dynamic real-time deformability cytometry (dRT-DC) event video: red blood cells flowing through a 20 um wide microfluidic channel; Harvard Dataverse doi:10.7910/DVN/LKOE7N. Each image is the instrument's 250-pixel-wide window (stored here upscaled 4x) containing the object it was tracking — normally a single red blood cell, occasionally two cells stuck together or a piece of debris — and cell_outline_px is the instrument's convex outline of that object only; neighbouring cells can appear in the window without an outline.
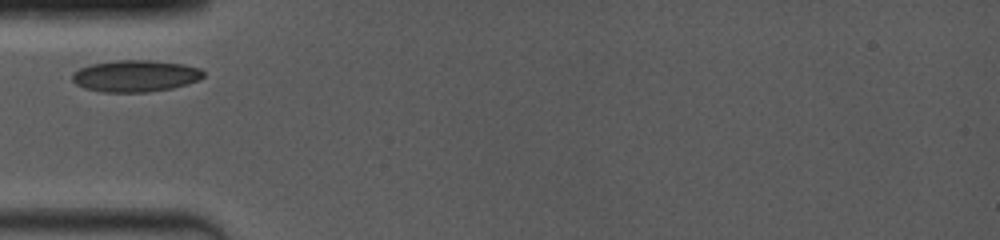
{"species": "common noctule bat (a hibernating species)", "species_latin": "Nyctalus noctula", "temperature_condition": "room temperature", "stored_images_in_passage": 19, "camera_frame_rate_fps": 4000, "um_per_image_px": 0.085, "animal": {"sex": "female", "body_mass_g": 19.0, "forearm_length_mm": 53.3}, "frame": {"image": 1, "passage_image": 1, "time_ms": 0.0, "image_size_px": [1000, 240], "cell_outline_px": [[204, 76], [196, 80], [172, 88], [148, 92], [104, 92], [84, 88], [76, 84], [72, 80], [72, 72], [88, 64], [116, 60], [152, 60], [184, 64], [200, 68], [204, 72]], "centroid_in_image_um": [11.47, 6.44], "position_along_channel_um": 73.5, "area_um2": 24.28}}
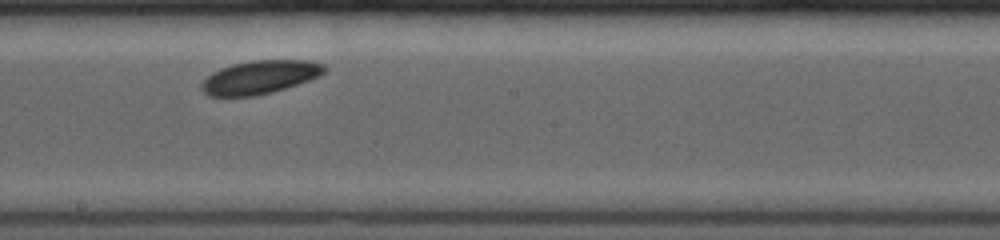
{"frame": {"image": 2, "passage_image": 9, "time_ms": 4.0, "image_size_px": [1000, 240], "cell_outline_px": [[328, 68], [320, 76], [272, 92], [256, 96], [208, 96], [200, 88], [200, 84], [212, 72], [220, 68], [232, 64], [252, 60], [308, 60], [324, 64]], "centroid_in_image_um": [22.08, 6.55], "position_along_channel_um": 226.1, "area_um2": 23.93}}
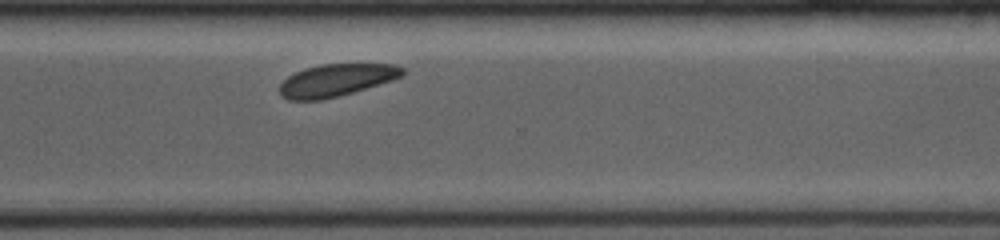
{"frame": {"image": 3, "passage_image": 19, "time_ms": 7.0, "image_size_px": [1000, 240], "cell_outline_px": [[404, 76], [392, 80], [352, 92], [320, 100], [288, 100], [280, 96], [280, 84], [288, 76], [304, 68], [320, 64], [396, 64], [404, 68]], "centroid_in_image_um": [28.58, 6.81], "position_along_channel_um": 342.0, "area_um2": 23.06}}